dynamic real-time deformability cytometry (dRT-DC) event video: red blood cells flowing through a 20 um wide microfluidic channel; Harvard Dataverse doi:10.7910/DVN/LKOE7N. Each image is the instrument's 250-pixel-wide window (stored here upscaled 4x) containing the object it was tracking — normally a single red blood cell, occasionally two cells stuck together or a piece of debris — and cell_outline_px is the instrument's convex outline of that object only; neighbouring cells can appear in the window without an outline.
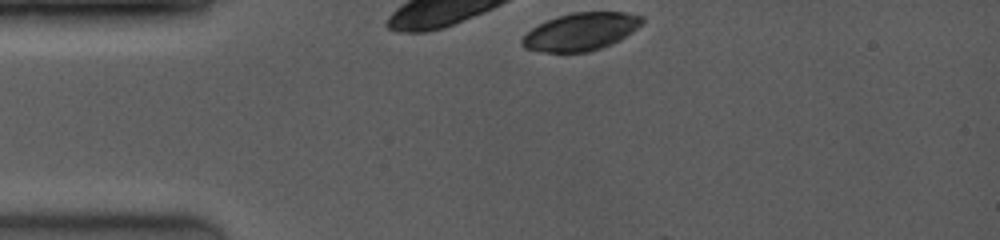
{"species": "common noctule bat (a hibernating species)", "species_latin": "Nyctalus noctula", "temperature_condition": "room temperature", "stored_images_in_passage": 2, "camera_frame_rate_fps": 4000, "um_per_image_px": 0.085, "animal": {"sex": "female", "body_mass_g": 19.0, "forearm_length_mm": 53.3}, "frame": {"image": 1, "passage_image": 1, "time_ms": 0.0, "image_size_px": [1000, 240], "cell_outline_px": [[644, 20], [636, 28], [620, 40], [612, 44], [588, 52], [544, 52], [524, 48], [520, 44], [520, 40], [532, 28], [548, 20], [572, 12], [624, 12], [644, 16]], "centroid_in_image_um": [49.37, 2.7], "position_along_channel_um": 35.6, "area_um2": 26.13}}